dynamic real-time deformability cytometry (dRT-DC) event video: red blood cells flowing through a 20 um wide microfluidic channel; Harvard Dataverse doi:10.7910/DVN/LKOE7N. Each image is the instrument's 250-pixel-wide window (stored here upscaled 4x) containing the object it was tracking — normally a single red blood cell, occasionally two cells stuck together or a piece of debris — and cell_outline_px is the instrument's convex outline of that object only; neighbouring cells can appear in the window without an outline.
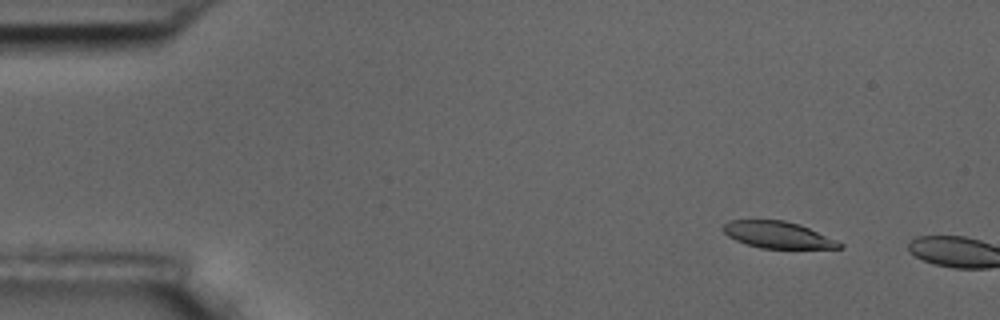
{"species": "common noctule bat (a hibernating species)", "species_latin": "Nyctalus noctula", "temperature_condition": "room temperature", "stored_images_in_passage": 9, "camera_frame_rate_fps": 3000, "um_per_image_px": 0.085, "animal": {"sex": "male", "body_mass_g": 17.5, "forearm_length_mm": 52.3}, "frame": {"image": 1, "passage_image": 7, "time_ms": 2.0, "image_size_px": [1000, 320], "cell_outline_px": [[844, 248], [760, 248], [736, 240], [728, 236], [720, 228], [728, 220], [784, 220], [800, 224], [836, 240], [844, 244]], "centroid_in_image_um": [66.1, 19.95], "position_along_channel_um": 18.9, "area_um2": 18.03}}